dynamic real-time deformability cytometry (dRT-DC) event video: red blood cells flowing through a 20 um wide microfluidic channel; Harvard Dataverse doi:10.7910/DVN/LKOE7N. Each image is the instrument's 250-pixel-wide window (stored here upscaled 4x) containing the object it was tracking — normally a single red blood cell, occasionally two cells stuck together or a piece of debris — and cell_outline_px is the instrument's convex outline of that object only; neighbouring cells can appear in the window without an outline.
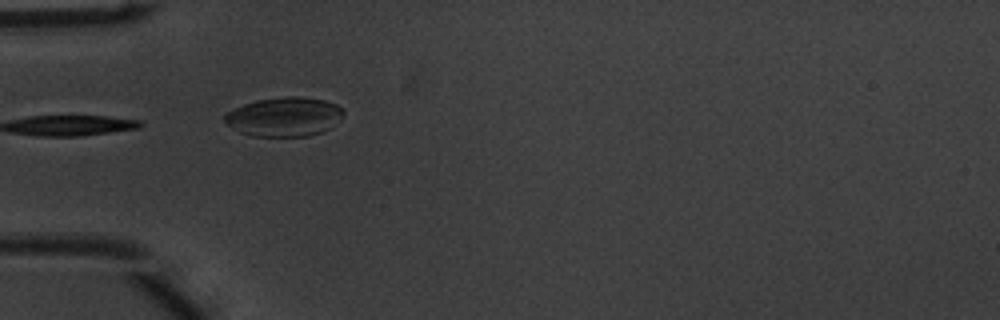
{"species": "common noctule bat (a hibernating species)", "species_latin": "Nyctalus noctula", "temperature_condition": "warm", "stored_images_in_passage": 24, "camera_frame_rate_fps": 3000, "um_per_image_px": 0.085, "animal": {"sex": "male", "body_mass_g": 20.1, "forearm_length_mm": 53.5}, "frame": {"image": 1, "passage_image": 1, "time_ms": 0.0, "image_size_px": [1000, 320], "cell_outline_px": [[344, 116], [332, 128], [308, 136], [252, 136], [240, 132], [232, 128], [224, 120], [224, 116], [228, 112], [244, 104], [256, 100], [288, 96], [296, 96], [324, 100], [336, 104], [344, 108]], "centroid_in_image_um": [24.21, 9.93], "position_along_channel_um": 60.8, "area_um2": 27.17}, "authors_computed_cell_mechanics": {"area_um2": 17.629, "velocity_mm_per_s": 3.9911, "shape_relaxation_time_tau1_ms": 1.242, "shape_relaxation_time_tau2_ms": null, "deformation_change_tau1": 0.0786, "deformation_change_tau2": null}}